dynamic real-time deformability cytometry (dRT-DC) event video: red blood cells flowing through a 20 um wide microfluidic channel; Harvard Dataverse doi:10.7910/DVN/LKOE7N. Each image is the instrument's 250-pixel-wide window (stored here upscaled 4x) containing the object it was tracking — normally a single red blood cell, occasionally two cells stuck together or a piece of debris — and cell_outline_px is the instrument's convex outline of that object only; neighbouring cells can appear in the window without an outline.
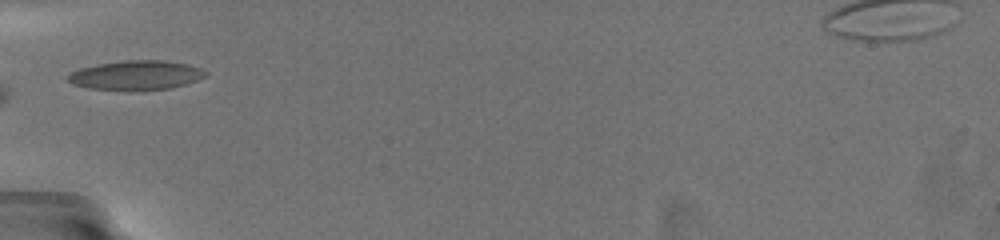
{"species": "common noctule bat (a hibernating species)", "species_latin": "Nyctalus noctula", "temperature_condition": "warm", "stored_images_in_passage": 23, "camera_frame_rate_fps": 3000, "um_per_image_px": 0.085, "animal": {"sex": "female", "body_mass_g": 19.5, "forearm_length_mm": 54.1}, "frame": {"image": 1, "passage_image": 1, "time_ms": 0.0, "image_size_px": [1000, 240], "cell_outline_px": [[208, 72], [204, 76], [196, 80], [172, 88], [88, 88], [72, 84], [64, 76], [80, 68], [96, 64], [124, 60], [164, 60], [188, 64], [200, 68]], "centroid_in_image_um": [11.54, 6.35], "position_along_channel_um": 73.5, "area_um2": 22.83}}